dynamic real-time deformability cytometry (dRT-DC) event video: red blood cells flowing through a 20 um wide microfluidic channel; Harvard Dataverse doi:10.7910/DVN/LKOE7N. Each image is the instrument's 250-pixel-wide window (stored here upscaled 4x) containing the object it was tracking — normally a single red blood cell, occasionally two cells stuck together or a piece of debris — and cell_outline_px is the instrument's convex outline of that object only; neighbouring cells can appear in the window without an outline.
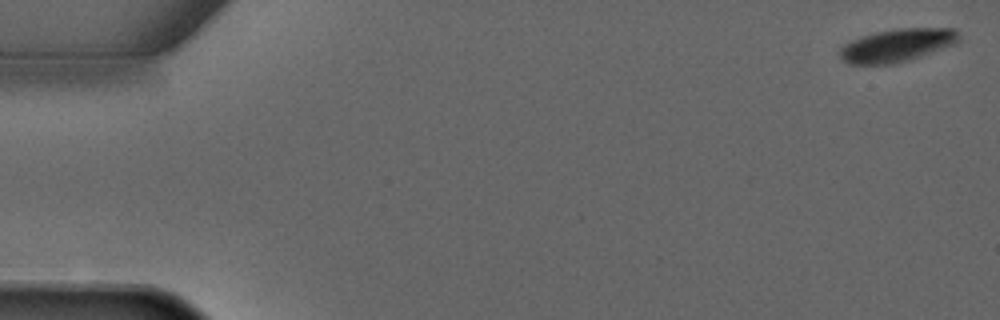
{"species": "common noctule bat (a hibernating species)", "species_latin": "Nyctalus noctula", "temperature_condition": "warm", "stored_images_in_passage": 4, "camera_frame_rate_fps": 3000, "um_per_image_px": 0.085, "animal": {"sex": "male", "forearm_length_mm": 52.5}, "frame": {"image": 1, "passage_image": 1, "time_ms": 0.0, "image_size_px": [1000, 320], "cell_outline_px": [[960, 40], [956, 44], [908, 60], [892, 64], [848, 64], [840, 56], [840, 48], [844, 44], [860, 36], [876, 32], [896, 28], [956, 28], [960, 36]], "centroid_in_image_um": [76.28, 3.84], "position_along_channel_um": 8.7, "area_um2": 22.95}}
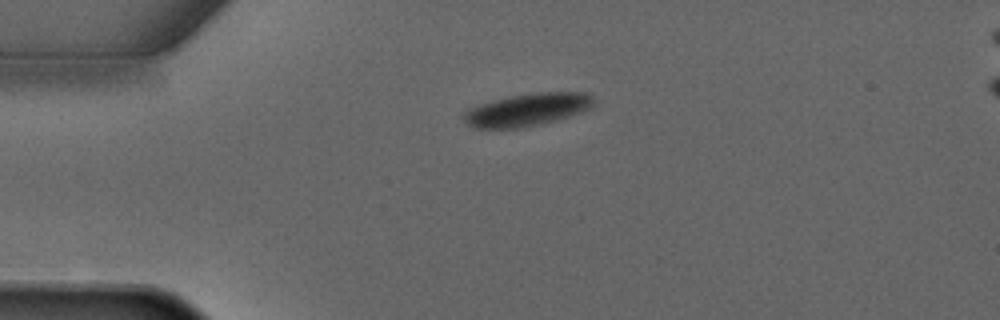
{"frame": {"image": 2, "passage_image": 3, "time_ms": 3.333, "image_size_px": [1000, 320], "cell_outline_px": [[596, 104], [592, 108], [556, 120], [524, 128], [472, 128], [460, 116], [468, 108], [492, 100], [508, 96], [532, 92], [588, 92], [596, 100]], "centroid_in_image_um": [44.83, 9.31], "position_along_channel_um": 40.2, "area_um2": 25.14}}